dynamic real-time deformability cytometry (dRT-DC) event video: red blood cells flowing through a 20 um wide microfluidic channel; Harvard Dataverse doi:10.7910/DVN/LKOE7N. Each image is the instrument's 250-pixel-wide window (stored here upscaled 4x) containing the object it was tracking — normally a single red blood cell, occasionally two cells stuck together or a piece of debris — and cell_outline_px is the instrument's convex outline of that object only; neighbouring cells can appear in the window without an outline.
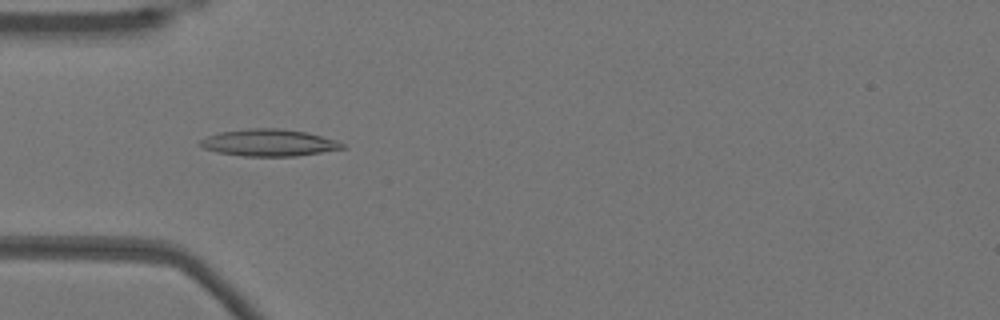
{"species": "Egyptian fruit bat (a non-hibernating species)", "species_latin": "Rousettus aegyptiacus", "temperature_condition": "warm", "stored_images_in_passage": 52, "camera_frame_rate_fps": 3000, "um_per_image_px": 0.085, "animal": {"sex": "female"}, "frame": {"image": 1, "passage_image": 16, "time_ms": 5.0, "image_size_px": [1000, 320], "cell_outline_px": [[348, 148], [296, 156], [244, 156], [216, 152], [204, 148], [196, 144], [200, 140], [208, 136], [220, 132], [252, 128], [280, 128], [308, 132], [336, 140], [344, 144]], "centroid_in_image_um": [22.87, 12.13], "position_along_channel_um": 62.1, "area_um2": 22.43}}
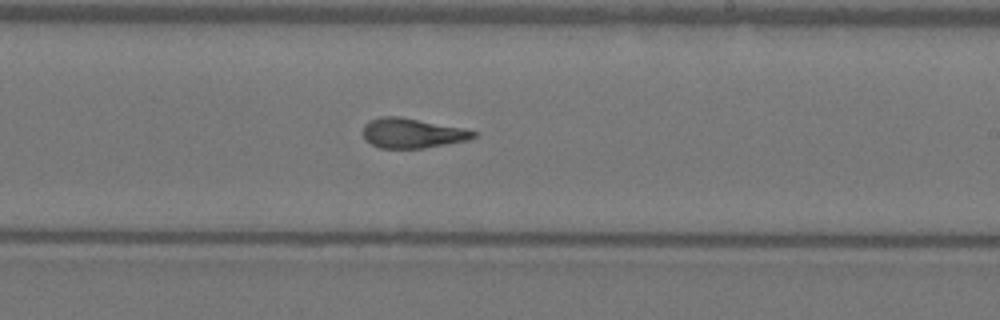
{"frame": {"image": 2, "passage_image": 31, "time_ms": 10.0, "image_size_px": [1000, 320], "cell_outline_px": [[476, 136], [468, 140], [424, 148], [380, 148], [364, 140], [364, 124], [380, 116], [396, 116], [464, 128], [476, 132]], "centroid_in_image_um": [35.03, 11.32], "position_along_channel_um": 254.0, "area_um2": 18.96}}
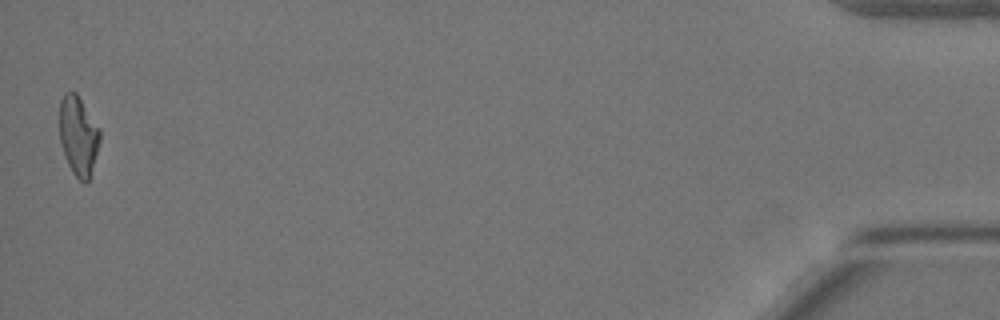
{"frame": {"image": 3, "passage_image": 52, "time_ms": 17.0, "image_size_px": [1000, 320], "cell_outline_px": [[100, 140], [88, 184], [84, 184], [72, 172], [64, 156], [60, 144], [60, 100], [64, 92], [76, 92], [100, 128]], "centroid_in_image_um": [6.66, 11.55], "position_along_channel_um": 428.5, "area_um2": 18.79}, "authors_computed_cell_mechanics": {"area_um2": 19.6809, "velocity_mm_per_s": 3.849, "shape_relaxation_time_tau1_ms": null, "shape_relaxation_time_tau2_ms": 2.3986, "deformation_change_tau1": null, "deformation_change_tau2": 0.1063}}